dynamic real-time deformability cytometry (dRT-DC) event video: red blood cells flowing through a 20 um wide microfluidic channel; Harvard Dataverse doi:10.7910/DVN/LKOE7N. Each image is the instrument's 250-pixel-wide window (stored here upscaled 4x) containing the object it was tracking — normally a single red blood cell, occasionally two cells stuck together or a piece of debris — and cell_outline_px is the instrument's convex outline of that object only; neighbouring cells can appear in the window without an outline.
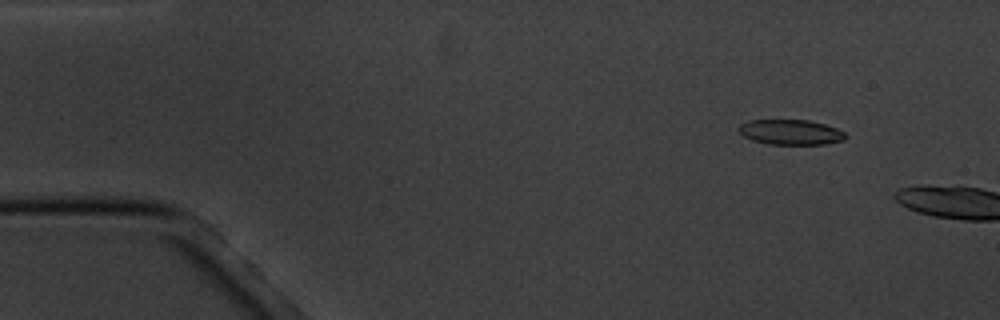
{"species": "common noctule bat (a hibernating species)", "species_latin": "Nyctalus noctula", "temperature_condition": "cold", "stored_images_in_passage": 2, "camera_frame_rate_fps": 3000, "um_per_image_px": 0.085, "animal": {"sex": "male", "body_mass_g": 20.1, "forearm_length_mm": 53.5}, "frame": {"image": 1, "passage_image": 1, "time_ms": 0.0, "image_size_px": [1000, 320], "cell_outline_px": [[848, 136], [844, 140], [824, 144], [768, 144], [752, 140], [744, 136], [736, 128], [740, 124], [748, 120], [808, 120], [824, 124], [836, 128], [844, 132]], "centroid_in_image_um": [67.19, 11.23], "position_along_channel_um": 17.8, "area_um2": 15.66}}